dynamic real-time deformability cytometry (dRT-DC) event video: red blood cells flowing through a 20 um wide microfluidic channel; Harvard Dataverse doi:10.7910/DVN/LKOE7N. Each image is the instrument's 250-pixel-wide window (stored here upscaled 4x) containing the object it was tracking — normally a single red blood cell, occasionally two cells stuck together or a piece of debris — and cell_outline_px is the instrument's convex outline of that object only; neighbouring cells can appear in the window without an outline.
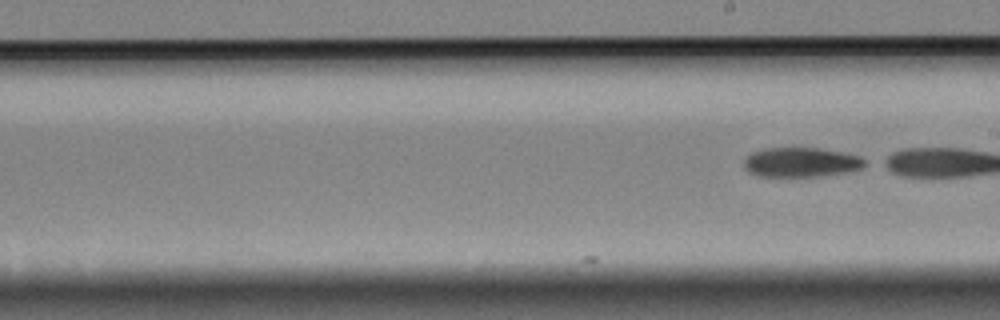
{"species": "Egyptian fruit bat (a non-hibernating species)", "species_latin": "Rousettus aegyptiacus", "temperature_condition": "cold", "stored_images_in_passage": 15, "camera_frame_rate_fps": 3000, "um_per_image_px": 0.085, "animal": {"sex": "female"}, "frame": {"image": 1, "passage_image": 15, "time_ms": 4.667, "image_size_px": [1000, 320], "cell_outline_px": [[872, 164], [864, 168], [852, 172], [820, 176], [760, 176], [748, 172], [744, 168], [744, 160], [752, 152], [768, 148], [820, 148], [844, 152], [860, 156], [868, 160]], "centroid_in_image_um": [68.22, 13.8], "position_along_channel_um": 220.8, "area_um2": 21.27}}